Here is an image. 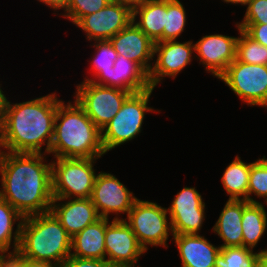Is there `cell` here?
Instances as JSON below:
<instances>
[{
  "mask_svg": "<svg viewBox=\"0 0 267 267\" xmlns=\"http://www.w3.org/2000/svg\"><path fill=\"white\" fill-rule=\"evenodd\" d=\"M4 152L0 149V197L23 217L50 211L52 164H45L44 153Z\"/></svg>",
  "mask_w": 267,
  "mask_h": 267,
  "instance_id": "obj_1",
  "label": "cell"
},
{
  "mask_svg": "<svg viewBox=\"0 0 267 267\" xmlns=\"http://www.w3.org/2000/svg\"><path fill=\"white\" fill-rule=\"evenodd\" d=\"M11 104L3 95L0 104V147L14 153L50 152L58 108L57 94Z\"/></svg>",
  "mask_w": 267,
  "mask_h": 267,
  "instance_id": "obj_2",
  "label": "cell"
},
{
  "mask_svg": "<svg viewBox=\"0 0 267 267\" xmlns=\"http://www.w3.org/2000/svg\"><path fill=\"white\" fill-rule=\"evenodd\" d=\"M55 158H100L105 154L101 130L75 100L58 101L49 154Z\"/></svg>",
  "mask_w": 267,
  "mask_h": 267,
  "instance_id": "obj_3",
  "label": "cell"
},
{
  "mask_svg": "<svg viewBox=\"0 0 267 267\" xmlns=\"http://www.w3.org/2000/svg\"><path fill=\"white\" fill-rule=\"evenodd\" d=\"M71 236L51 212L24 217L17 253L57 267L71 256Z\"/></svg>",
  "mask_w": 267,
  "mask_h": 267,
  "instance_id": "obj_4",
  "label": "cell"
},
{
  "mask_svg": "<svg viewBox=\"0 0 267 267\" xmlns=\"http://www.w3.org/2000/svg\"><path fill=\"white\" fill-rule=\"evenodd\" d=\"M154 88L131 93L122 104L118 113L101 130V140L105 154L141 132L145 113L154 111L148 107Z\"/></svg>",
  "mask_w": 267,
  "mask_h": 267,
  "instance_id": "obj_5",
  "label": "cell"
},
{
  "mask_svg": "<svg viewBox=\"0 0 267 267\" xmlns=\"http://www.w3.org/2000/svg\"><path fill=\"white\" fill-rule=\"evenodd\" d=\"M98 158H56L52 161V194L59 202L69 198H91ZM75 196V197H74Z\"/></svg>",
  "mask_w": 267,
  "mask_h": 267,
  "instance_id": "obj_6",
  "label": "cell"
},
{
  "mask_svg": "<svg viewBox=\"0 0 267 267\" xmlns=\"http://www.w3.org/2000/svg\"><path fill=\"white\" fill-rule=\"evenodd\" d=\"M167 214V209L157 203L137 199L124 220L147 251L148 245L168 247V232L172 234V228Z\"/></svg>",
  "mask_w": 267,
  "mask_h": 267,
  "instance_id": "obj_7",
  "label": "cell"
},
{
  "mask_svg": "<svg viewBox=\"0 0 267 267\" xmlns=\"http://www.w3.org/2000/svg\"><path fill=\"white\" fill-rule=\"evenodd\" d=\"M76 88L75 100L100 130L113 119L132 93L91 81H83Z\"/></svg>",
  "mask_w": 267,
  "mask_h": 267,
  "instance_id": "obj_8",
  "label": "cell"
},
{
  "mask_svg": "<svg viewBox=\"0 0 267 267\" xmlns=\"http://www.w3.org/2000/svg\"><path fill=\"white\" fill-rule=\"evenodd\" d=\"M251 106L267 107V66L246 64L236 59L218 78Z\"/></svg>",
  "mask_w": 267,
  "mask_h": 267,
  "instance_id": "obj_9",
  "label": "cell"
},
{
  "mask_svg": "<svg viewBox=\"0 0 267 267\" xmlns=\"http://www.w3.org/2000/svg\"><path fill=\"white\" fill-rule=\"evenodd\" d=\"M106 259L113 267H135L139 257L146 251L140 245L131 227L117 216L109 222L106 218Z\"/></svg>",
  "mask_w": 267,
  "mask_h": 267,
  "instance_id": "obj_10",
  "label": "cell"
},
{
  "mask_svg": "<svg viewBox=\"0 0 267 267\" xmlns=\"http://www.w3.org/2000/svg\"><path fill=\"white\" fill-rule=\"evenodd\" d=\"M132 22V12L120 2L111 0L103 9L83 16L75 26L85 31L87 40H110Z\"/></svg>",
  "mask_w": 267,
  "mask_h": 267,
  "instance_id": "obj_11",
  "label": "cell"
},
{
  "mask_svg": "<svg viewBox=\"0 0 267 267\" xmlns=\"http://www.w3.org/2000/svg\"><path fill=\"white\" fill-rule=\"evenodd\" d=\"M167 212L172 234H199L205 218V203L195 187H184L174 197Z\"/></svg>",
  "mask_w": 267,
  "mask_h": 267,
  "instance_id": "obj_12",
  "label": "cell"
},
{
  "mask_svg": "<svg viewBox=\"0 0 267 267\" xmlns=\"http://www.w3.org/2000/svg\"><path fill=\"white\" fill-rule=\"evenodd\" d=\"M137 199L113 174H97L91 200L100 217L108 219L110 213L128 215Z\"/></svg>",
  "mask_w": 267,
  "mask_h": 267,
  "instance_id": "obj_13",
  "label": "cell"
},
{
  "mask_svg": "<svg viewBox=\"0 0 267 267\" xmlns=\"http://www.w3.org/2000/svg\"><path fill=\"white\" fill-rule=\"evenodd\" d=\"M194 52L193 41L181 43L170 40L154 43V56L156 54L157 59L148 73L150 86L155 88L166 76L175 78L190 64Z\"/></svg>",
  "mask_w": 267,
  "mask_h": 267,
  "instance_id": "obj_14",
  "label": "cell"
},
{
  "mask_svg": "<svg viewBox=\"0 0 267 267\" xmlns=\"http://www.w3.org/2000/svg\"><path fill=\"white\" fill-rule=\"evenodd\" d=\"M237 39L222 34L205 35L194 44V51L206 71L219 78L236 59Z\"/></svg>",
  "mask_w": 267,
  "mask_h": 267,
  "instance_id": "obj_15",
  "label": "cell"
},
{
  "mask_svg": "<svg viewBox=\"0 0 267 267\" xmlns=\"http://www.w3.org/2000/svg\"><path fill=\"white\" fill-rule=\"evenodd\" d=\"M118 55L137 63L147 74L152 68L154 42L133 22L110 40Z\"/></svg>",
  "mask_w": 267,
  "mask_h": 267,
  "instance_id": "obj_16",
  "label": "cell"
},
{
  "mask_svg": "<svg viewBox=\"0 0 267 267\" xmlns=\"http://www.w3.org/2000/svg\"><path fill=\"white\" fill-rule=\"evenodd\" d=\"M84 81L123 89L132 93L141 92L151 87L148 74L137 63L121 55H118L114 66L108 73H98L95 79L86 77Z\"/></svg>",
  "mask_w": 267,
  "mask_h": 267,
  "instance_id": "obj_17",
  "label": "cell"
},
{
  "mask_svg": "<svg viewBox=\"0 0 267 267\" xmlns=\"http://www.w3.org/2000/svg\"><path fill=\"white\" fill-rule=\"evenodd\" d=\"M50 211L71 237L100 218L91 198H69L64 204L53 198Z\"/></svg>",
  "mask_w": 267,
  "mask_h": 267,
  "instance_id": "obj_18",
  "label": "cell"
},
{
  "mask_svg": "<svg viewBox=\"0 0 267 267\" xmlns=\"http://www.w3.org/2000/svg\"><path fill=\"white\" fill-rule=\"evenodd\" d=\"M182 267H215L221 247L212 245L199 234H172Z\"/></svg>",
  "mask_w": 267,
  "mask_h": 267,
  "instance_id": "obj_19",
  "label": "cell"
},
{
  "mask_svg": "<svg viewBox=\"0 0 267 267\" xmlns=\"http://www.w3.org/2000/svg\"><path fill=\"white\" fill-rule=\"evenodd\" d=\"M105 233L106 218L100 217L71 238V256L106 260Z\"/></svg>",
  "mask_w": 267,
  "mask_h": 267,
  "instance_id": "obj_20",
  "label": "cell"
},
{
  "mask_svg": "<svg viewBox=\"0 0 267 267\" xmlns=\"http://www.w3.org/2000/svg\"><path fill=\"white\" fill-rule=\"evenodd\" d=\"M247 200H229L221 211L218 220L213 226L216 233L224 242L220 245L225 247H242V214Z\"/></svg>",
  "mask_w": 267,
  "mask_h": 267,
  "instance_id": "obj_21",
  "label": "cell"
},
{
  "mask_svg": "<svg viewBox=\"0 0 267 267\" xmlns=\"http://www.w3.org/2000/svg\"><path fill=\"white\" fill-rule=\"evenodd\" d=\"M139 21H136V17ZM132 22L154 43L163 42L166 25V0H151L132 12Z\"/></svg>",
  "mask_w": 267,
  "mask_h": 267,
  "instance_id": "obj_22",
  "label": "cell"
},
{
  "mask_svg": "<svg viewBox=\"0 0 267 267\" xmlns=\"http://www.w3.org/2000/svg\"><path fill=\"white\" fill-rule=\"evenodd\" d=\"M242 247L253 248L257 245L267 228V212L263 203L249 202L242 214Z\"/></svg>",
  "mask_w": 267,
  "mask_h": 267,
  "instance_id": "obj_23",
  "label": "cell"
},
{
  "mask_svg": "<svg viewBox=\"0 0 267 267\" xmlns=\"http://www.w3.org/2000/svg\"><path fill=\"white\" fill-rule=\"evenodd\" d=\"M252 163H244L237 155L226 167L221 181L229 200H247L250 168Z\"/></svg>",
  "mask_w": 267,
  "mask_h": 267,
  "instance_id": "obj_24",
  "label": "cell"
},
{
  "mask_svg": "<svg viewBox=\"0 0 267 267\" xmlns=\"http://www.w3.org/2000/svg\"><path fill=\"white\" fill-rule=\"evenodd\" d=\"M23 219L24 217L15 208L0 197V250L5 254L9 251L12 238L14 237L13 252H9L7 255H12L17 252ZM18 220L20 221L16 224L17 229L13 233V225Z\"/></svg>",
  "mask_w": 267,
  "mask_h": 267,
  "instance_id": "obj_25",
  "label": "cell"
},
{
  "mask_svg": "<svg viewBox=\"0 0 267 267\" xmlns=\"http://www.w3.org/2000/svg\"><path fill=\"white\" fill-rule=\"evenodd\" d=\"M240 37L236 44V60L246 64H260L267 66V47L250 38L236 24Z\"/></svg>",
  "mask_w": 267,
  "mask_h": 267,
  "instance_id": "obj_26",
  "label": "cell"
},
{
  "mask_svg": "<svg viewBox=\"0 0 267 267\" xmlns=\"http://www.w3.org/2000/svg\"><path fill=\"white\" fill-rule=\"evenodd\" d=\"M259 252L246 247L221 248L215 267H258Z\"/></svg>",
  "mask_w": 267,
  "mask_h": 267,
  "instance_id": "obj_27",
  "label": "cell"
},
{
  "mask_svg": "<svg viewBox=\"0 0 267 267\" xmlns=\"http://www.w3.org/2000/svg\"><path fill=\"white\" fill-rule=\"evenodd\" d=\"M186 11L179 0H166V25L163 41L176 40L185 30Z\"/></svg>",
  "mask_w": 267,
  "mask_h": 267,
  "instance_id": "obj_28",
  "label": "cell"
},
{
  "mask_svg": "<svg viewBox=\"0 0 267 267\" xmlns=\"http://www.w3.org/2000/svg\"><path fill=\"white\" fill-rule=\"evenodd\" d=\"M255 194L257 197L265 198L267 204V159L265 156L252 162L248 186V202L258 203L250 195Z\"/></svg>",
  "mask_w": 267,
  "mask_h": 267,
  "instance_id": "obj_29",
  "label": "cell"
},
{
  "mask_svg": "<svg viewBox=\"0 0 267 267\" xmlns=\"http://www.w3.org/2000/svg\"><path fill=\"white\" fill-rule=\"evenodd\" d=\"M93 46H95L96 50L98 49L91 63L93 76L98 73H108L118 57L117 52L109 40L95 41Z\"/></svg>",
  "mask_w": 267,
  "mask_h": 267,
  "instance_id": "obj_30",
  "label": "cell"
},
{
  "mask_svg": "<svg viewBox=\"0 0 267 267\" xmlns=\"http://www.w3.org/2000/svg\"><path fill=\"white\" fill-rule=\"evenodd\" d=\"M111 0H68L64 10L65 18L76 24L83 16L103 9Z\"/></svg>",
  "mask_w": 267,
  "mask_h": 267,
  "instance_id": "obj_31",
  "label": "cell"
},
{
  "mask_svg": "<svg viewBox=\"0 0 267 267\" xmlns=\"http://www.w3.org/2000/svg\"><path fill=\"white\" fill-rule=\"evenodd\" d=\"M241 23H267V0H251Z\"/></svg>",
  "mask_w": 267,
  "mask_h": 267,
  "instance_id": "obj_32",
  "label": "cell"
},
{
  "mask_svg": "<svg viewBox=\"0 0 267 267\" xmlns=\"http://www.w3.org/2000/svg\"><path fill=\"white\" fill-rule=\"evenodd\" d=\"M238 26L253 40L267 47V23H238Z\"/></svg>",
  "mask_w": 267,
  "mask_h": 267,
  "instance_id": "obj_33",
  "label": "cell"
},
{
  "mask_svg": "<svg viewBox=\"0 0 267 267\" xmlns=\"http://www.w3.org/2000/svg\"><path fill=\"white\" fill-rule=\"evenodd\" d=\"M60 267H113L107 260L68 257Z\"/></svg>",
  "mask_w": 267,
  "mask_h": 267,
  "instance_id": "obj_34",
  "label": "cell"
},
{
  "mask_svg": "<svg viewBox=\"0 0 267 267\" xmlns=\"http://www.w3.org/2000/svg\"><path fill=\"white\" fill-rule=\"evenodd\" d=\"M12 256L23 266V267H57L54 264L47 261H35L19 255L17 252Z\"/></svg>",
  "mask_w": 267,
  "mask_h": 267,
  "instance_id": "obj_35",
  "label": "cell"
},
{
  "mask_svg": "<svg viewBox=\"0 0 267 267\" xmlns=\"http://www.w3.org/2000/svg\"><path fill=\"white\" fill-rule=\"evenodd\" d=\"M120 2L123 6L128 8L131 12L136 10L139 7H142L151 0H115Z\"/></svg>",
  "mask_w": 267,
  "mask_h": 267,
  "instance_id": "obj_36",
  "label": "cell"
},
{
  "mask_svg": "<svg viewBox=\"0 0 267 267\" xmlns=\"http://www.w3.org/2000/svg\"><path fill=\"white\" fill-rule=\"evenodd\" d=\"M48 7H51L54 10L63 9L65 10L68 0H38Z\"/></svg>",
  "mask_w": 267,
  "mask_h": 267,
  "instance_id": "obj_37",
  "label": "cell"
},
{
  "mask_svg": "<svg viewBox=\"0 0 267 267\" xmlns=\"http://www.w3.org/2000/svg\"><path fill=\"white\" fill-rule=\"evenodd\" d=\"M2 267H23L12 255H7Z\"/></svg>",
  "mask_w": 267,
  "mask_h": 267,
  "instance_id": "obj_38",
  "label": "cell"
},
{
  "mask_svg": "<svg viewBox=\"0 0 267 267\" xmlns=\"http://www.w3.org/2000/svg\"><path fill=\"white\" fill-rule=\"evenodd\" d=\"M258 267H267V249L259 251Z\"/></svg>",
  "mask_w": 267,
  "mask_h": 267,
  "instance_id": "obj_39",
  "label": "cell"
},
{
  "mask_svg": "<svg viewBox=\"0 0 267 267\" xmlns=\"http://www.w3.org/2000/svg\"><path fill=\"white\" fill-rule=\"evenodd\" d=\"M226 3L248 5L251 0H223Z\"/></svg>",
  "mask_w": 267,
  "mask_h": 267,
  "instance_id": "obj_40",
  "label": "cell"
},
{
  "mask_svg": "<svg viewBox=\"0 0 267 267\" xmlns=\"http://www.w3.org/2000/svg\"><path fill=\"white\" fill-rule=\"evenodd\" d=\"M6 257H7V254H5L3 251L0 250V267H2L3 261Z\"/></svg>",
  "mask_w": 267,
  "mask_h": 267,
  "instance_id": "obj_41",
  "label": "cell"
},
{
  "mask_svg": "<svg viewBox=\"0 0 267 267\" xmlns=\"http://www.w3.org/2000/svg\"><path fill=\"white\" fill-rule=\"evenodd\" d=\"M4 92L2 91V89H1V86H0V104H1V102H2V98H3V94Z\"/></svg>",
  "mask_w": 267,
  "mask_h": 267,
  "instance_id": "obj_42",
  "label": "cell"
}]
</instances>
